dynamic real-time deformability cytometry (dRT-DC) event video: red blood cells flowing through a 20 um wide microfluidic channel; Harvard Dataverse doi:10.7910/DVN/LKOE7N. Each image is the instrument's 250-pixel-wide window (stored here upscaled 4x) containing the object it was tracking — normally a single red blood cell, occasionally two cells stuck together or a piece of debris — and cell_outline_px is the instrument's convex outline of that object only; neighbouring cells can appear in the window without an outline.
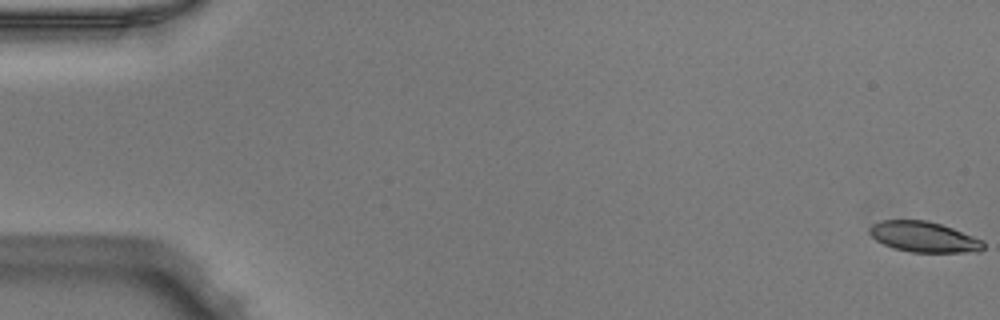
{"species": "Egyptian fruit bat (a non-hibernating species)", "species_latin": "Rousettus aegyptiacus", "temperature_condition": "warm", "stored_images_in_passage": 53, "camera_frame_rate_fps": 3000, "um_per_image_px": 0.085, "animal": {"sex": "male"}, "frame": {"image": 1, "passage_image": 1, "time_ms": 0.0, "image_size_px": [1000, 320], "cell_outline_px": [[984, 248], [980, 252], [912, 252], [892, 248], [876, 240], [868, 232], [868, 228], [872, 224], [880, 220], [928, 220], [952, 228], [984, 240]], "centroid_in_image_um": [78.52, 20.13], "position_along_channel_um": 6.5, "area_um2": 20.4}}
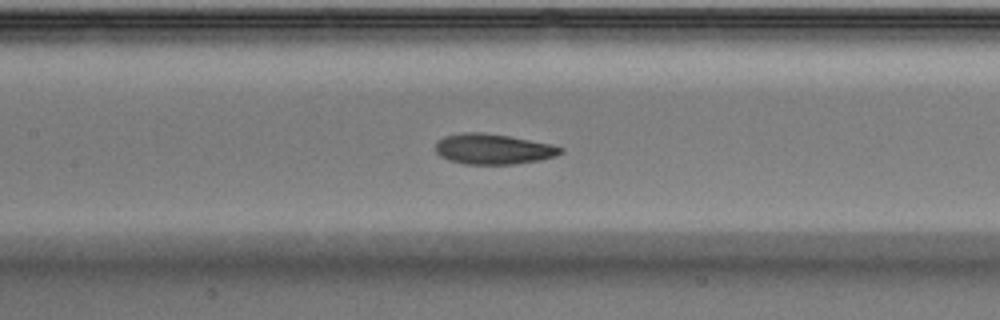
{"frame": {"image": 2, "passage_image": 25, "time_ms": 8.0, "image_size_px": [1000, 320], "cell_outline_px": [[564, 152], [556, 156], [540, 160], [516, 164], [464, 164], [448, 160], [440, 156], [436, 152], [436, 140], [444, 136], [460, 132], [480, 132], [508, 136], [552, 144], [564, 148]], "centroid_in_image_um": [41.91, 12.67], "position_along_channel_um": 165.5, "area_um2": 22.37}}
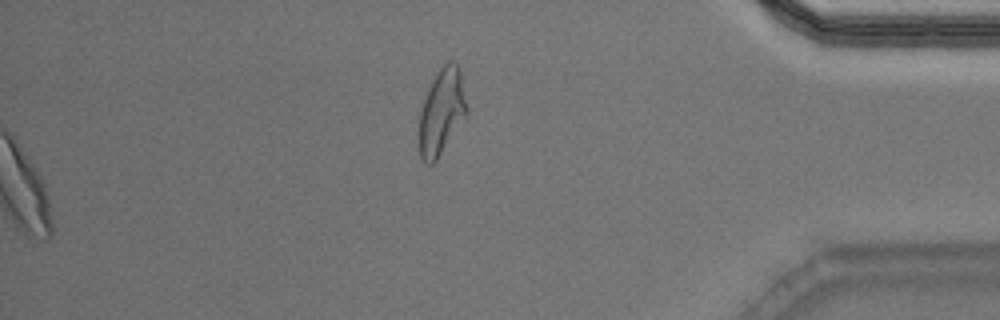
{"frame": {"image": 3, "passage_image": 53, "time_ms": 17.333, "image_size_px": [1000, 320], "cell_outline_px": [[468, 112], [436, 160], [432, 164], [428, 164], [420, 156], [416, 136], [420, 108], [428, 88], [436, 72], [448, 60], [452, 60], [456, 64], [460, 72], [468, 108]], "centroid_in_image_um": [37.49, 9.51], "position_along_channel_um": 397.7, "area_um2": 24.1}, "authors_computed_cell_mechanics": {"area_um2": 22.3108, "velocity_mm_per_s": 3.9491, "shape_relaxation_time_tau1_ms": 3.2644, "shape_relaxation_time_tau2_ms": 2.2395, "deformation_change_tau1": 0.1303, "deformation_change_tau2": 0.0878}}